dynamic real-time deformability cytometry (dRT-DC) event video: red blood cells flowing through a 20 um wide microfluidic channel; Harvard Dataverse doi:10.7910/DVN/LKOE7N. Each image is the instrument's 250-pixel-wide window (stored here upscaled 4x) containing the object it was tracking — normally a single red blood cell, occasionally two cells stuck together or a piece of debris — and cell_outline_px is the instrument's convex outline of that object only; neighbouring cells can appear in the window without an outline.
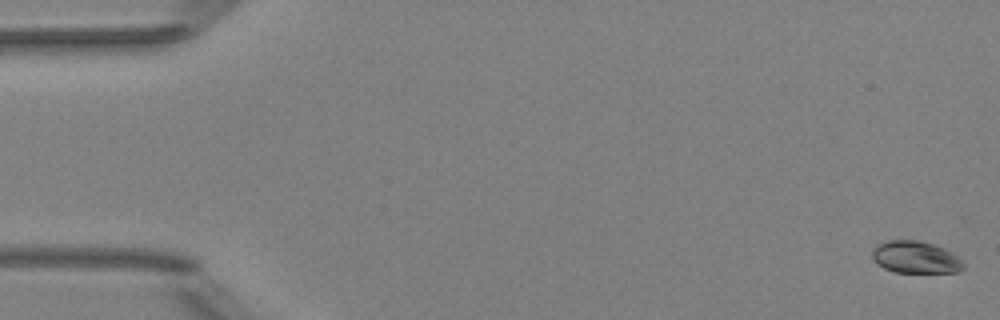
{"species": "Egyptian fruit bat (a non-hibernating species)", "species_latin": "Rousettus aegyptiacus", "temperature_condition": "room temperature", "stored_images_in_passage": 52, "camera_frame_rate_fps": 3000, "um_per_image_px": 0.085, "animal": {"sex": "female"}, "frame": {"image": 1, "passage_image": 1, "time_ms": 0.0, "image_size_px": [1000, 320], "cell_outline_px": [[964, 268], [960, 272], [896, 272], [884, 268], [872, 260], [872, 252], [876, 244], [888, 240], [920, 240], [944, 248], [956, 256], [964, 264]], "centroid_in_image_um": [77.79, 21.86], "position_along_channel_um": 7.2, "area_um2": 17.05}}
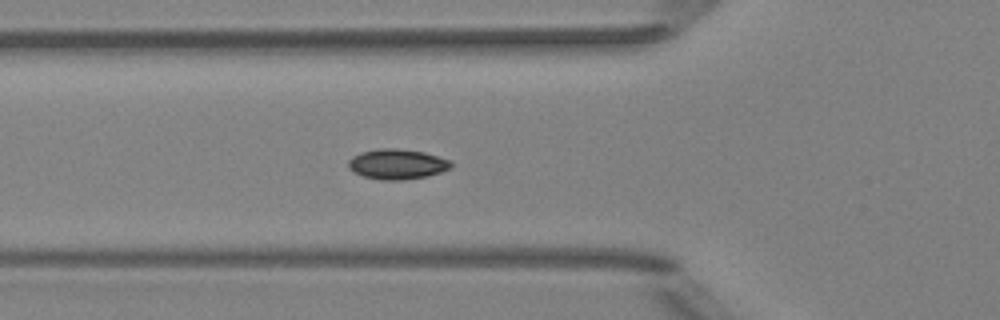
{"frame": {"image": 2, "passage_image": 19, "time_ms": 6.0, "image_size_px": [1000, 320], "cell_outline_px": [[452, 168], [428, 176], [404, 180], [380, 180], [364, 176], [348, 168], [348, 160], [352, 156], [360, 152], [376, 148], [396, 148], [424, 152], [452, 160]], "centroid_in_image_um": [33.77, 13.94], "position_along_channel_um": 92.0, "area_um2": 18.26}}
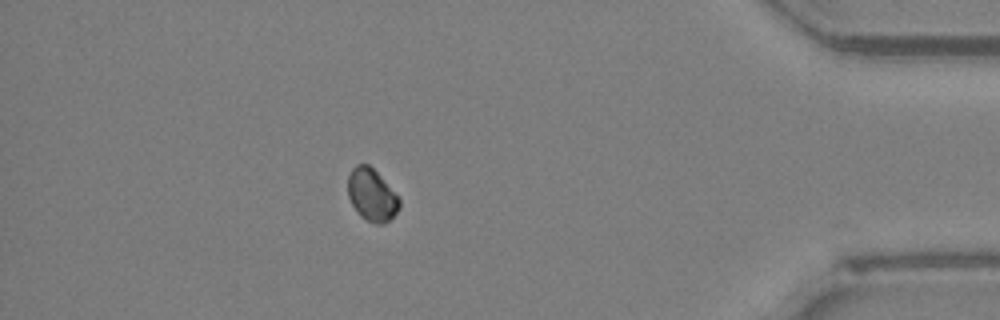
{"frame": {"image": 3, "passage_image": 46, "time_ms": 15.0, "image_size_px": [1000, 320], "cell_outline_px": [[400, 208], [384, 224], [376, 224], [360, 216], [352, 204], [348, 196], [348, 176], [352, 168], [356, 164], [368, 164], [376, 172], [400, 200]], "centroid_in_image_um": [31.57, 16.57], "position_along_channel_um": 403.6, "area_um2": 15.32}, "authors_computed_cell_mechanics": {"area_um2": 16.7042, "velocity_mm_per_s": 3.9597, "shape_relaxation_time_tau1_ms": 8.4623, "shape_relaxation_time_tau2_ms": null, "deformation_change_tau1": 0.0978, "deformation_change_tau2": null}}